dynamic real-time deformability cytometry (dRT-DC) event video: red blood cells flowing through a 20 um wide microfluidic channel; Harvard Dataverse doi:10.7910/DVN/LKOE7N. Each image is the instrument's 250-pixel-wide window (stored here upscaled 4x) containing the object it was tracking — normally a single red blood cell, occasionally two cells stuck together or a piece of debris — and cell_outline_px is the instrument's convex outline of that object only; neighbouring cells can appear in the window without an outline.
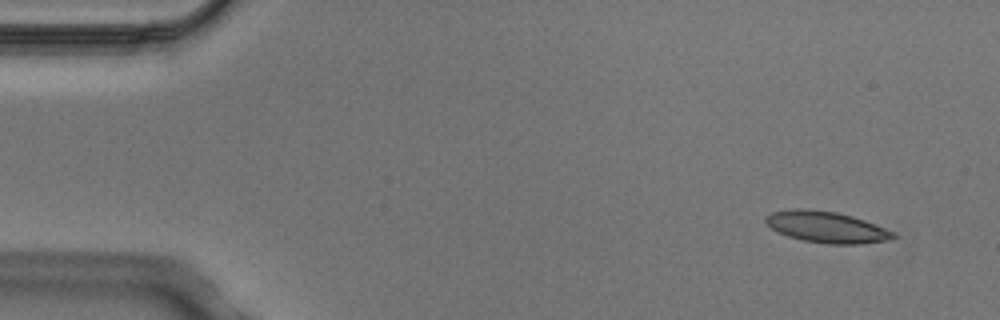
{"species": "Egyptian fruit bat (a non-hibernating species)", "species_latin": "Rousettus aegyptiacus", "temperature_condition": "cold", "stored_images_in_passage": 5, "camera_frame_rate_fps": 3000, "um_per_image_px": 0.085, "animal": {"sex": "male"}, "frame": {"image": 1, "passage_image": 1, "time_ms": 0.0, "image_size_px": [1000, 320], "cell_outline_px": [[896, 236], [892, 240], [860, 244], [828, 244], [804, 240], [788, 236], [772, 228], [764, 220], [764, 216], [772, 212], [796, 208], [804, 208], [836, 212], [852, 216], [864, 220], [896, 232]], "centroid_in_image_um": [70.29, 19.3], "position_along_channel_um": 14.7, "area_um2": 23.24}}
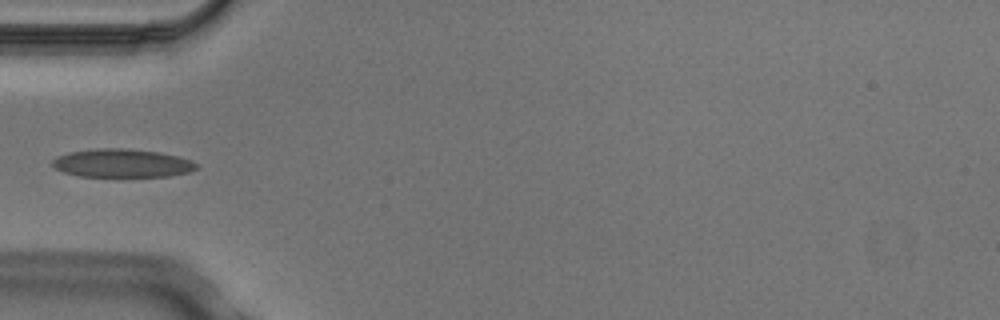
{"frame": {"image": 2, "passage_image": 4, "time_ms": 1.0, "image_size_px": [1000, 320], "cell_outline_px": [[200, 168], [188, 172], [168, 176], [80, 176], [64, 172], [56, 168], [52, 164], [52, 160], [56, 156], [68, 152], [96, 148], [124, 148], [160, 152], [192, 160], [200, 164]], "centroid_in_image_um": [10.4, 13.86], "position_along_channel_um": 74.6, "area_um2": 23.87}}